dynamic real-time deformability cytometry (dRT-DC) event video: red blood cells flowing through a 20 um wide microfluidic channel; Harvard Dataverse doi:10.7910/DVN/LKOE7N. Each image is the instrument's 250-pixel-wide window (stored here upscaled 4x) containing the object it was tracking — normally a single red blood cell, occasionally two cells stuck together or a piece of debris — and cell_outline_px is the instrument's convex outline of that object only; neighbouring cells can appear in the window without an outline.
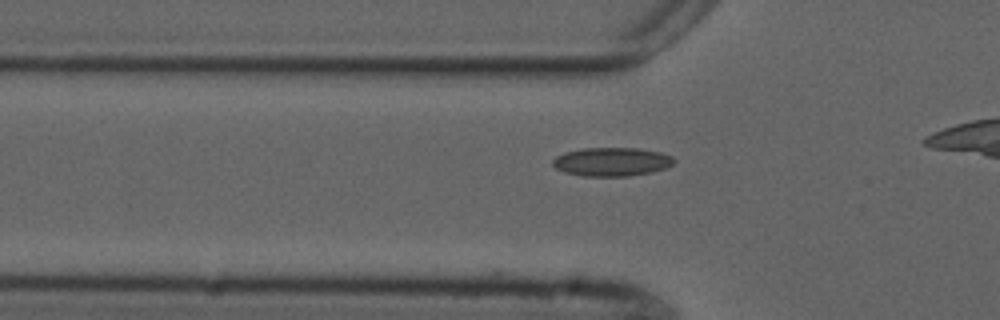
{"species": "common noctule bat (a hibernating species)", "species_latin": "Nyctalus noctula", "temperature_condition": "cold", "stored_images_in_passage": 26, "camera_frame_rate_fps": 3000, "um_per_image_px": 0.085, "animal": {"sex": "male", "forearm_length_mm": 52.5}, "frame": {"image": 1, "passage_image": 10, "time_ms": 3.0, "image_size_px": [1000, 320], "cell_outline_px": [[676, 160], [672, 164], [664, 168], [652, 172], [628, 176], [584, 176], [564, 172], [556, 168], [552, 164], [552, 160], [556, 156], [564, 152], [584, 148], [640, 148], [660, 152], [672, 156]], "centroid_in_image_um": [51.99, 13.74], "position_along_channel_um": 73.8, "area_um2": 20.29}}
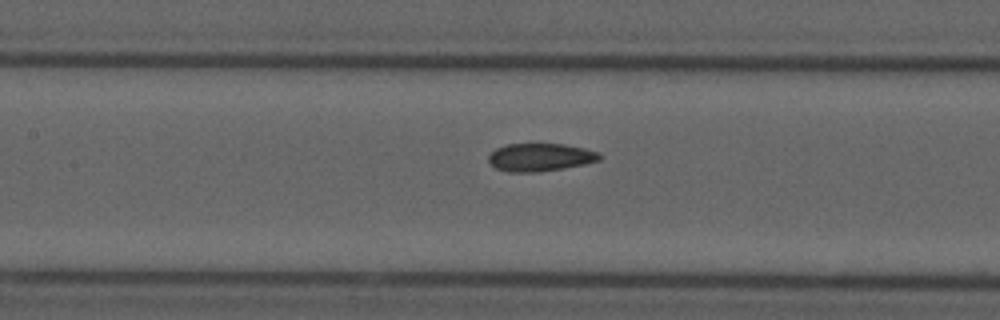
{"frame": {"image": 2, "passage_image": 17, "time_ms": 5.333, "image_size_px": [1000, 320], "cell_outline_px": [[600, 160], [584, 164], [564, 168], [536, 172], [508, 172], [496, 168], [488, 160], [488, 156], [496, 148], [508, 144], [564, 144], [584, 148], [600, 152]], "centroid_in_image_um": [45.92, 13.37], "position_along_channel_um": 161.5, "area_um2": 17.98}}
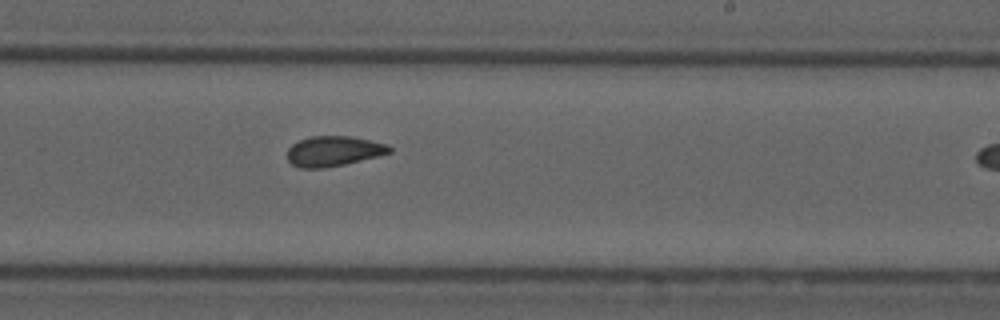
{"frame": {"image": 3, "passage_image": 25, "time_ms": 8.0, "image_size_px": [1000, 320], "cell_outline_px": [[392, 152], [344, 164], [324, 168], [300, 168], [292, 164], [288, 160], [288, 148], [292, 144], [300, 140], [312, 136], [352, 136], [388, 144], [392, 148]], "centroid_in_image_um": [28.35, 12.84], "position_along_channel_um": 260.6, "area_um2": 17.86}}